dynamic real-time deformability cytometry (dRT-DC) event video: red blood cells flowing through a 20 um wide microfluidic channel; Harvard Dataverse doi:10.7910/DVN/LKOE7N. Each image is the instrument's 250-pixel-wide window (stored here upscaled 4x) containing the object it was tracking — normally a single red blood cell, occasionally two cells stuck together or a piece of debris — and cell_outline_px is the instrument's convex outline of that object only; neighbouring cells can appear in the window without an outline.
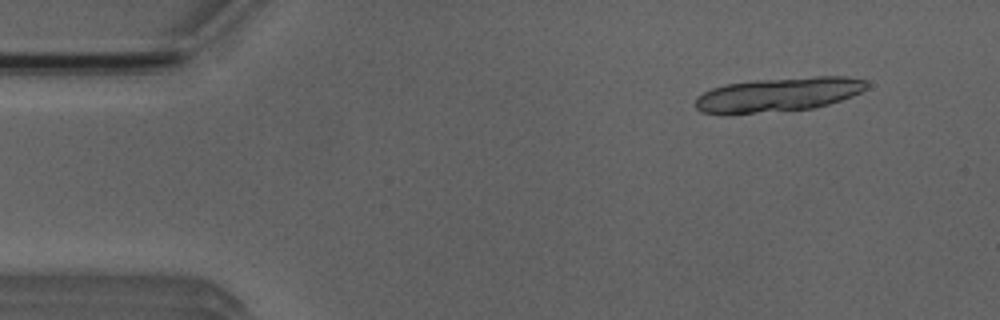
{"species": "Egyptian fruit bat (a non-hibernating species)", "species_latin": "Rousettus aegyptiacus", "temperature_condition": "room temperature", "stored_images_in_passage": 5, "camera_frame_rate_fps": 3000, "um_per_image_px": 0.085, "animal": {"sex": "male"}, "frame": {"image": 1, "passage_image": 2, "time_ms": 1.333, "image_size_px": [1000, 320], "cell_outline_px": [[868, 88], [852, 96], [816, 108], [756, 112], [700, 112], [696, 108], [696, 96], [712, 88], [724, 84], [756, 80], [816, 76], [848, 76], [864, 80], [868, 84]], "centroid_in_image_um": [66.22, 8.0], "position_along_channel_um": 18.8, "area_um2": 33.52}}